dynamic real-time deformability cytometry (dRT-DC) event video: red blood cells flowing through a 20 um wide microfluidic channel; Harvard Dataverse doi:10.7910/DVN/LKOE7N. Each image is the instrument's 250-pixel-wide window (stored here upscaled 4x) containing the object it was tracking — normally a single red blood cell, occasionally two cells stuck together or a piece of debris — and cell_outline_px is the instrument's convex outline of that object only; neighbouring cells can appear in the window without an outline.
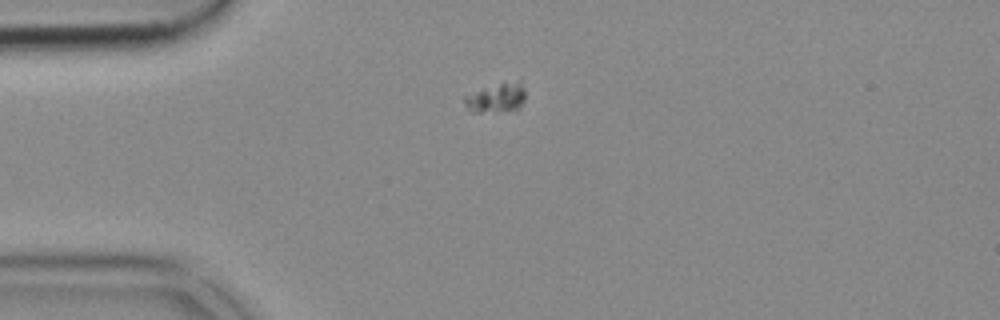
{"species": "common noctule bat (a hibernating species)", "species_latin": "Nyctalus noctula", "temperature_condition": "cold", "stored_images_in_passage": 51, "camera_frame_rate_fps": 3000, "um_per_image_px": 0.085, "animal": {"sex": "female", "body_mass_g": 18.4}, "frame": {"image": 1, "passage_image": 11, "time_ms": 3.333, "image_size_px": [1000, 320], "cell_outline_px": [[524, 100], [520, 108], [496, 112], [472, 112], [464, 104], [464, 96], [500, 84], [516, 80], [520, 80], [524, 88]], "centroid_in_image_um": [42.23, 8.34], "position_along_channel_um": 42.8, "area_um2": 10.12}}
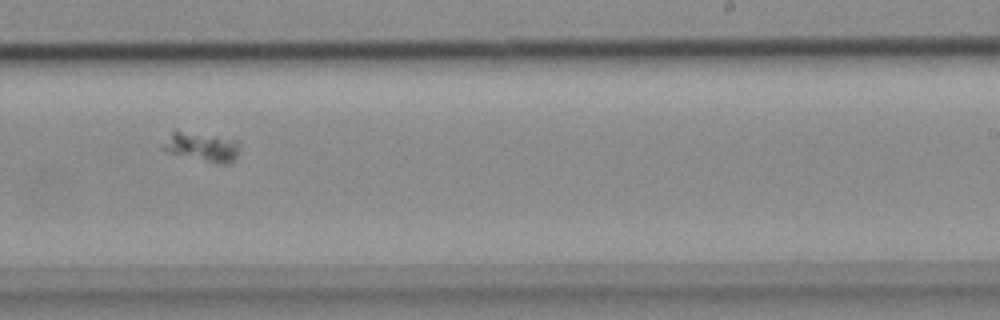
{"frame": {"image": 2, "passage_image": 31, "time_ms": 10.0, "image_size_px": [1000, 320], "cell_outline_px": [[240, 140], [236, 156], [228, 164], [216, 164], [168, 152], [160, 148], [160, 144], [172, 132], [180, 132], [216, 136]], "centroid_in_image_um": [17.15, 12.5], "position_along_channel_um": 271.8, "area_um2": 12.83}}
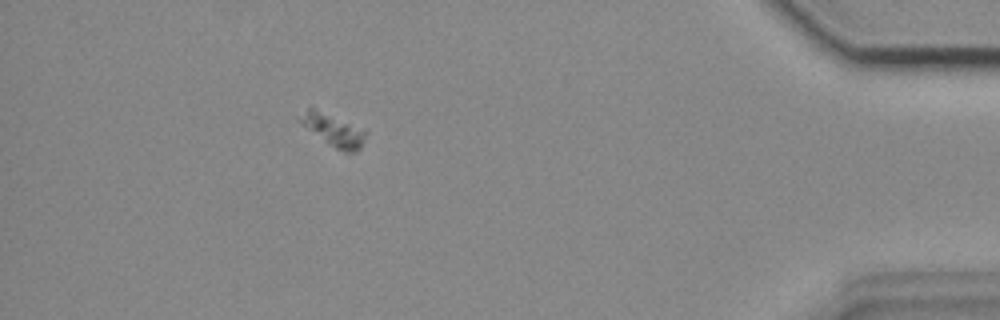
{"frame": {"image": 3, "passage_image": 46, "time_ms": 15.0, "image_size_px": [1000, 320], "cell_outline_px": [[368, 132], [360, 148], [356, 152], [344, 152], [336, 148], [308, 128], [300, 120], [308, 108], [312, 108]], "centroid_in_image_um": [28.43, 11.11], "position_along_channel_um": 406.8, "area_um2": 11.1}}